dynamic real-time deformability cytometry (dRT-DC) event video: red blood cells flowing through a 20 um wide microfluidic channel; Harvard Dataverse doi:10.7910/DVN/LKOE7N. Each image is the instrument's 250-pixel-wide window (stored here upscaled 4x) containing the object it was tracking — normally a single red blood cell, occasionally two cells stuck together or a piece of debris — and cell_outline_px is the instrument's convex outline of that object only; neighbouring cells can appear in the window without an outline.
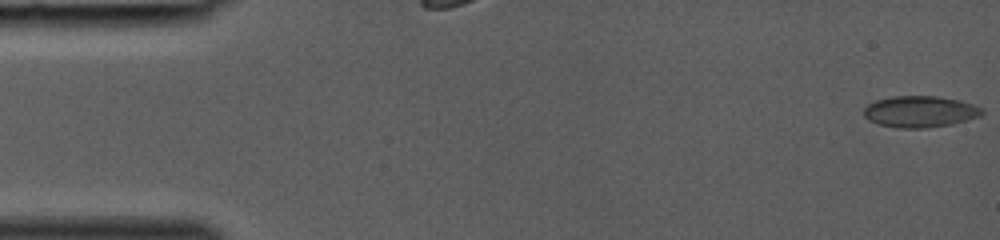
{"species": "common noctule bat (a hibernating species)", "species_latin": "Nyctalus noctula", "temperature_condition": "room temperature", "stored_images_in_passage": 39, "camera_frame_rate_fps": 3000, "um_per_image_px": 0.085, "animal": {"sex": "female", "body_mass_g": 19.0, "forearm_length_mm": 53.3}, "frame": {"image": 1, "passage_image": 1, "time_ms": 0.0, "image_size_px": [1000, 240], "cell_outline_px": [[984, 112], [980, 116], [952, 124], [924, 128], [900, 128], [876, 124], [868, 120], [864, 116], [864, 108], [868, 104], [876, 100], [892, 96], [936, 96], [960, 100], [972, 104], [980, 108]], "centroid_in_image_um": [78.17, 9.49], "position_along_channel_um": 6.8, "area_um2": 21.62}}
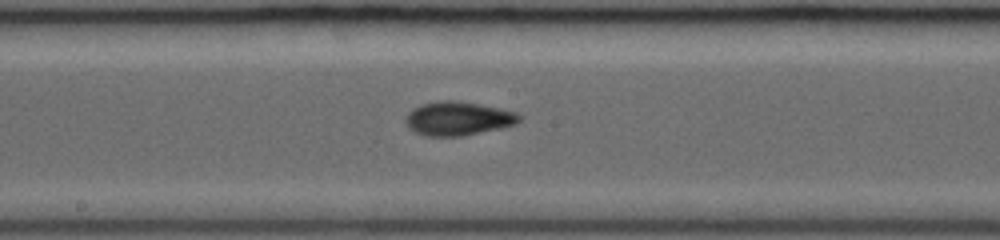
{"frame": {"image": 2, "passage_image": 22, "time_ms": 7.0, "image_size_px": [1000, 240], "cell_outline_px": [[520, 120], [516, 124], [500, 128], [464, 136], [424, 136], [408, 128], [404, 120], [408, 112], [412, 108], [420, 104], [440, 100], [456, 100], [516, 112], [520, 116]], "centroid_in_image_um": [38.87, 10.08], "position_along_channel_um": 209.3, "area_um2": 22.37}}
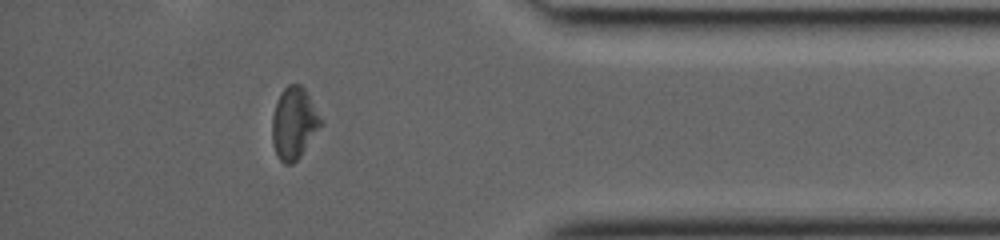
{"frame": {"image": 3, "passage_image": 35, "time_ms": 11.333, "image_size_px": [1000, 240], "cell_outline_px": [[324, 124], [300, 156], [292, 164], [284, 164], [280, 160], [272, 144], [272, 116], [280, 92], [288, 84], [300, 84], [304, 88], [324, 120]], "centroid_in_image_um": [25.01, 10.46], "position_along_channel_um": 410.2, "area_um2": 20.58}}